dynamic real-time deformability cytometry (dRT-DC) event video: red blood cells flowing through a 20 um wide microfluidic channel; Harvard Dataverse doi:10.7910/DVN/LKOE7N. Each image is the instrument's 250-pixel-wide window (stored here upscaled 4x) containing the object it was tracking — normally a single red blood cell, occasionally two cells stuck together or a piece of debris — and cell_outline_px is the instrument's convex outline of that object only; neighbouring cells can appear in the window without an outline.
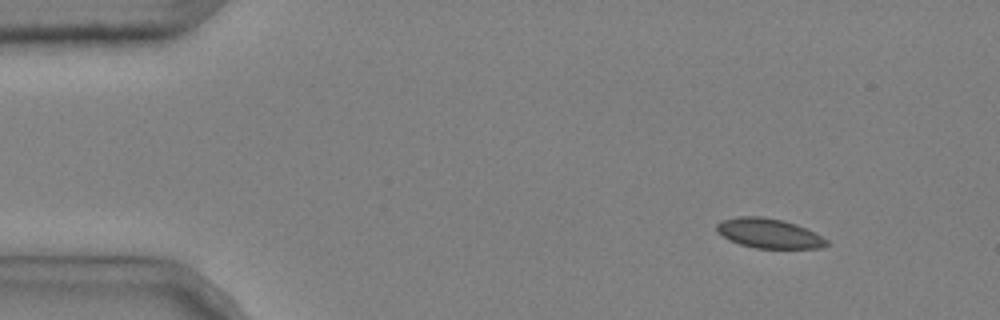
{"species": "common noctule bat (a hibernating species)", "species_latin": "Nyctalus noctula", "temperature_condition": "cold", "stored_images_in_passage": 47, "camera_frame_rate_fps": 3000, "um_per_image_px": 0.085, "animal": {"sex": "male", "body_mass_g": 20.4}, "frame": {"image": 1, "passage_image": 1, "time_ms": 0.0, "image_size_px": [1000, 320], "cell_outline_px": [[828, 244], [820, 248], [756, 248], [740, 244], [728, 240], [716, 232], [716, 224], [720, 220], [740, 216], [760, 216], [784, 220], [796, 224], [828, 240]], "centroid_in_image_um": [65.29, 19.83], "position_along_channel_um": 19.7, "area_um2": 18.96}}
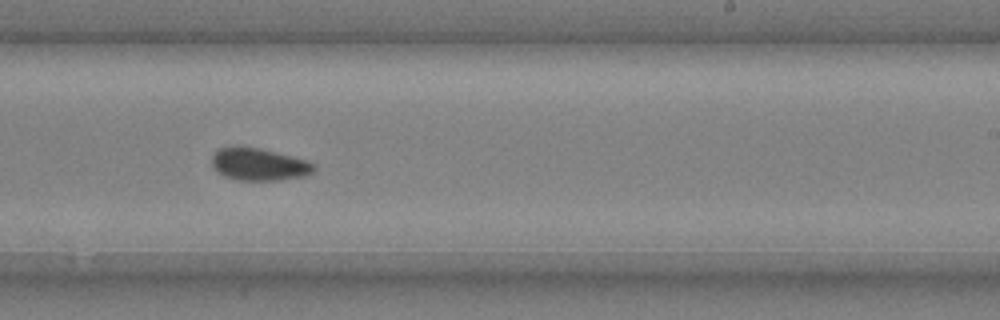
{"frame": {"image": 2, "passage_image": 28, "time_ms": 9.0, "image_size_px": [1000, 320], "cell_outline_px": [[316, 168], [312, 172], [304, 176], [280, 180], [236, 180], [224, 176], [212, 164], [212, 156], [220, 148], [260, 148], [308, 160], [316, 164]], "centroid_in_image_um": [22.08, 13.99], "position_along_channel_um": 266.9, "area_um2": 18.9}}
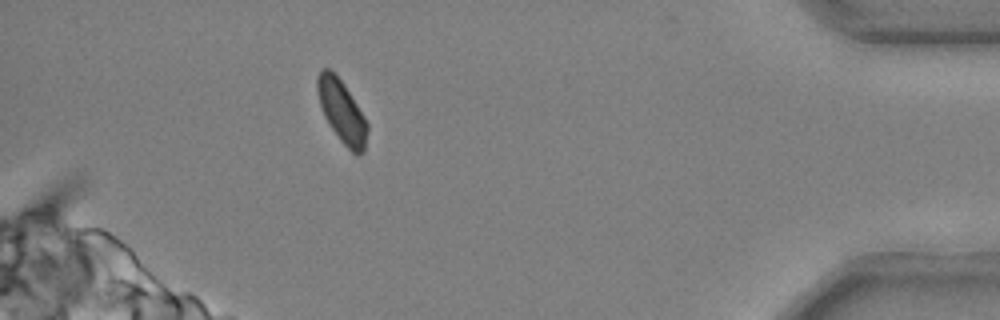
{"frame": {"image": 3, "passage_image": 43, "time_ms": 14.0, "image_size_px": [1000, 320], "cell_outline_px": [[368, 128], [364, 152], [356, 156], [340, 140], [324, 116], [316, 92], [316, 80], [320, 72], [324, 68], [328, 68], [344, 84], [364, 116], [368, 124]], "centroid_in_image_um": [29.06, 9.49], "position_along_channel_um": 406.1, "area_um2": 17.98}, "authors_computed_cell_mechanics": {"area_um2": 19.1318, "velocity_mm_per_s": 3.6846, "shape_relaxation_time_tau1_ms": null, "shape_relaxation_time_tau2_ms": 3.3429, "deformation_change_tau1": null, "deformation_change_tau2": 0.0623}}